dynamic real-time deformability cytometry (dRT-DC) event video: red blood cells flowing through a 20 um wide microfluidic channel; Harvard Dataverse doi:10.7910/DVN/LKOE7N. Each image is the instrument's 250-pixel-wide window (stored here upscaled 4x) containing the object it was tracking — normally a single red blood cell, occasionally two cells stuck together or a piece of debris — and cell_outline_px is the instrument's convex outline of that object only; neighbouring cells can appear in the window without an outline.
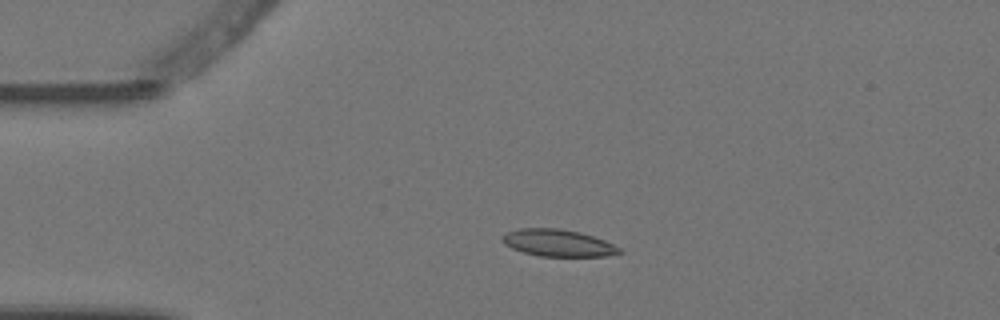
{"species": "Egyptian fruit bat (a non-hibernating species)", "species_latin": "Rousettus aegyptiacus", "temperature_condition": "warm", "stored_images_in_passage": 3, "camera_frame_rate_fps": 3000, "um_per_image_px": 0.085, "animal": {"sex": "female"}, "frame": {"image": 1, "passage_image": 2, "time_ms": 0.333, "image_size_px": [1000, 320], "cell_outline_px": [[624, 252], [604, 256], [540, 256], [524, 252], [512, 248], [504, 244], [500, 240], [500, 236], [508, 232], [520, 228], [560, 228], [580, 232], [604, 240], [620, 248]], "centroid_in_image_um": [47.4, 20.64], "position_along_channel_um": 37.6, "area_um2": 18.38}}